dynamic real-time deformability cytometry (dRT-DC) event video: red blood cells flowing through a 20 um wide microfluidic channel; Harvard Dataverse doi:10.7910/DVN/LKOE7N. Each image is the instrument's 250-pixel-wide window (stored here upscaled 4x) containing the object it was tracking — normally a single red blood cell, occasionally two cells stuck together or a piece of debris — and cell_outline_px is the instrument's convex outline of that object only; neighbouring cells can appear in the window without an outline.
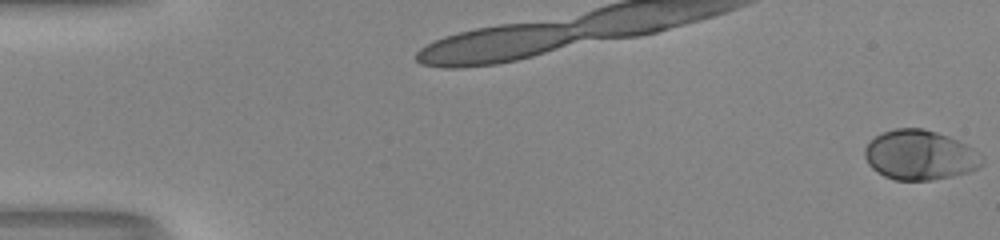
{"species": "human", "species_latin": "Homo sapiens", "temperature_condition": "room temperature", "stored_images_in_passage": 54, "camera_frame_rate_fps": 3000, "um_per_image_px": 0.085, "donor": {"sex": "male"}, "frame": {"image": 1, "passage_image": 1, "time_ms": 0.0, "image_size_px": [1000, 240], "cell_outline_px": [[984, 164], [968, 172], [952, 176], [932, 180], [896, 180], [884, 176], [876, 172], [868, 164], [864, 156], [864, 148], [876, 136], [884, 132], [896, 128], [924, 128], [948, 136], [968, 144], [984, 156]], "centroid_in_image_um": [78.21, 13.18], "position_along_channel_um": 6.8, "area_um2": 34.22}}
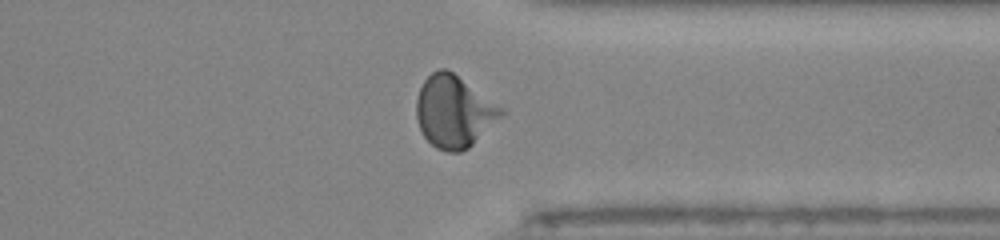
{"frame": {"image": 2, "passage_image": 43, "time_ms": 14.0, "image_size_px": [1000, 240], "cell_outline_px": [[504, 112], [468, 148], [460, 152], [448, 152], [436, 148], [424, 136], [420, 128], [416, 116], [416, 100], [420, 88], [424, 80], [432, 72], [440, 68], [444, 68], [452, 72], [504, 108]], "centroid_in_image_um": [38.55, 9.48], "position_along_channel_um": 372.9, "area_um2": 34.91}}
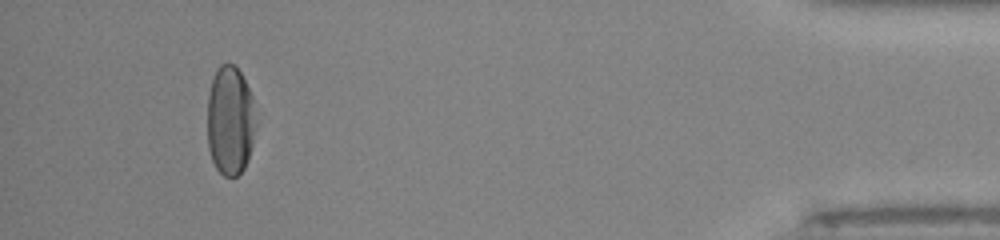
{"frame": {"image": 3, "passage_image": 51, "time_ms": 16.667, "image_size_px": [1000, 240], "cell_outline_px": [[252, 144], [248, 160], [244, 168], [236, 176], [224, 176], [216, 168], [212, 160], [208, 148], [208, 96], [212, 80], [216, 68], [220, 64], [232, 64], [240, 72], [252, 96]], "centroid_in_image_um": [19.51, 10.26], "position_along_channel_um": 415.7, "area_um2": 30.11}, "authors_computed_cell_mechanics": {"area_um2": 33.1483, "velocity_mm_per_s": 3.9833, "shape_relaxation_time_tau1_ms": 3.0607, "shape_relaxation_time_tau2_ms": null, "deformation_change_tau1": 0.1734, "deformation_change_tau2": null}}